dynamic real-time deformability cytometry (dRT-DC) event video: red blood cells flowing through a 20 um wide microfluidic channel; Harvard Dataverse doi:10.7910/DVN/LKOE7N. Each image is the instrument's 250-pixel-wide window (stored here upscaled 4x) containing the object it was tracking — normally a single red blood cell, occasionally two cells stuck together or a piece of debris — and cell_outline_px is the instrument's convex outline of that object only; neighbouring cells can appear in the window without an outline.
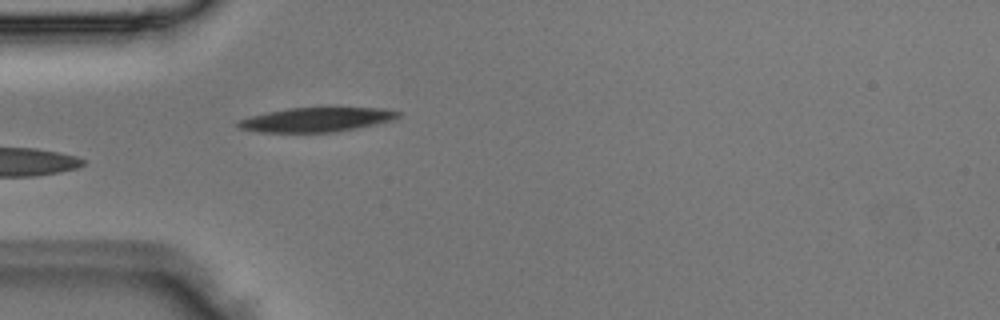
{"species": "Egyptian fruit bat (a non-hibernating species)", "species_latin": "Rousettus aegyptiacus", "temperature_condition": "room temperature", "stored_images_in_passage": 3, "camera_frame_rate_fps": 3000, "um_per_image_px": 0.085, "animal": {"sex": "male"}, "frame": {"image": 1, "passage_image": 3, "time_ms": 0.667, "image_size_px": [1000, 320], "cell_outline_px": [[400, 116], [392, 120], [376, 124], [336, 132], [256, 132], [240, 128], [236, 124], [240, 120], [252, 116], [268, 112], [288, 108], [384, 108], [400, 112]], "centroid_in_image_um": [26.92, 10.17], "position_along_channel_um": 58.1, "area_um2": 22.43}}